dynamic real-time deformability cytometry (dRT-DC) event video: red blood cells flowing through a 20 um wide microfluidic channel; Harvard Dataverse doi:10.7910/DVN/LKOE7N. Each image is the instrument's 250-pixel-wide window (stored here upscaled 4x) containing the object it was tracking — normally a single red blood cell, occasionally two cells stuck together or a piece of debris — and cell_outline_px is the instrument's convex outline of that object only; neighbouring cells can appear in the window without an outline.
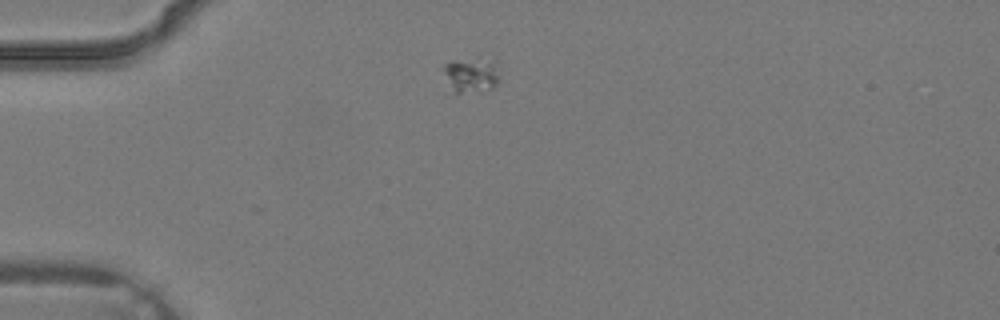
{"species": "common noctule bat (a hibernating species)", "species_latin": "Nyctalus noctula", "temperature_condition": "warm", "stored_images_in_passage": 1, "camera_frame_rate_fps": 3000, "um_per_image_px": 0.085, "animal": {"sex": "male", "body_mass_g": 19.2, "forearm_length_mm": 51.8}, "frame": {"image": 1, "passage_image": 1, "time_ms": 0.0, "image_size_px": [1000, 320], "cell_outline_px": [[500, 80], [492, 88], [460, 92], [456, 92], [444, 72], [444, 64], [448, 60], [496, 60], [500, 72]], "centroid_in_image_um": [40.14, 6.33], "position_along_channel_um": 44.9, "area_um2": 10.92}}